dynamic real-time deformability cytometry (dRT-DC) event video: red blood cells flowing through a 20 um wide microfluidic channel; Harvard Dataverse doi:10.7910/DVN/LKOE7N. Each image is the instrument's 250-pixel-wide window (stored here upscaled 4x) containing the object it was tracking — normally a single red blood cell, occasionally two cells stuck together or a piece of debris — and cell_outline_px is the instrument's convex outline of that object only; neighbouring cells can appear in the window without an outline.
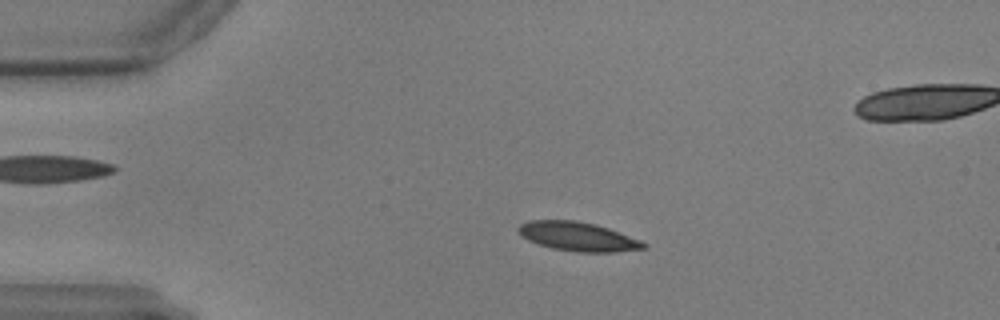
{"species": "common noctule bat (a hibernating species)", "species_latin": "Nyctalus noctula", "temperature_condition": "warm", "stored_images_in_passage": 59, "camera_frame_rate_fps": 3000, "um_per_image_px": 0.085, "animal": {"sex": "male", "body_mass_g": 17.9, "forearm_length_mm": 54.2}, "frame": {"image": 1, "passage_image": 12, "time_ms": 3.667, "image_size_px": [1000, 320], "cell_outline_px": [[648, 248], [616, 252], [576, 252], [552, 248], [528, 240], [520, 236], [516, 228], [520, 224], [528, 220], [576, 220], [596, 224], [608, 228], [640, 240], [648, 244]], "centroid_in_image_um": [49.11, 20.1], "position_along_channel_um": 35.9, "area_um2": 21.33}}
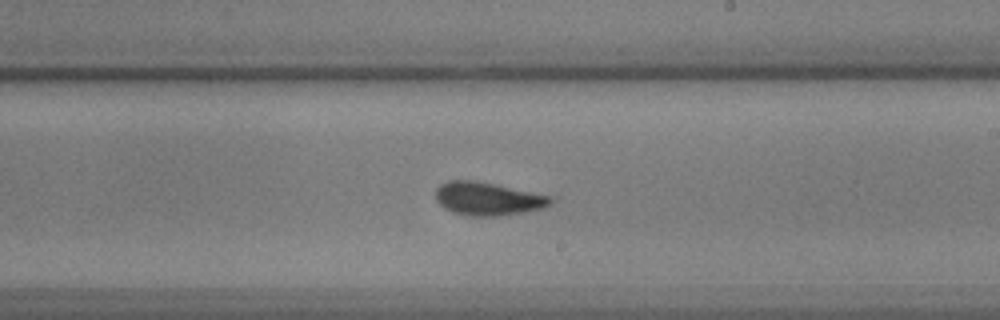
{"frame": {"image": 2, "passage_image": 34, "time_ms": 11.0, "image_size_px": [1000, 320], "cell_outline_px": [[560, 196], [552, 204], [544, 208], [528, 212], [496, 216], [468, 216], [452, 212], [444, 208], [436, 200], [436, 188], [440, 184], [448, 180], [472, 180]], "centroid_in_image_um": [41.59, 16.89], "position_along_channel_um": 247.4, "area_um2": 22.95}}
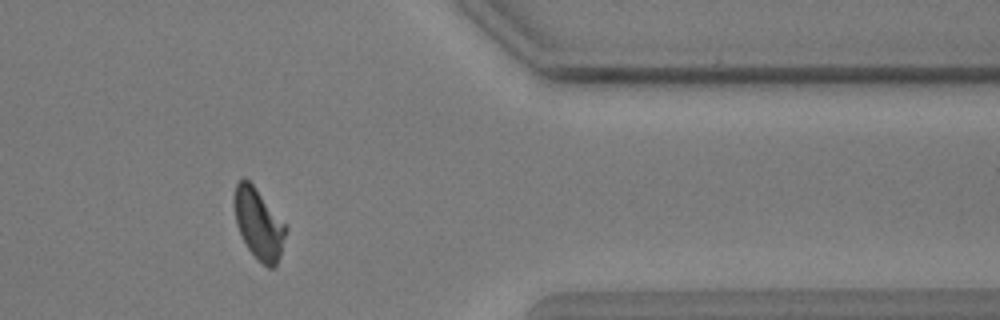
{"frame": {"image": 3, "passage_image": 48, "time_ms": 15.667, "image_size_px": [1000, 320], "cell_outline_px": [[288, 228], [280, 256], [276, 264], [272, 268], [268, 268], [256, 260], [248, 248], [236, 224], [232, 200], [232, 196], [236, 184], [244, 176], [252, 184]], "centroid_in_image_um": [21.96, 19.03], "position_along_channel_um": 389.4, "area_um2": 21.21}}